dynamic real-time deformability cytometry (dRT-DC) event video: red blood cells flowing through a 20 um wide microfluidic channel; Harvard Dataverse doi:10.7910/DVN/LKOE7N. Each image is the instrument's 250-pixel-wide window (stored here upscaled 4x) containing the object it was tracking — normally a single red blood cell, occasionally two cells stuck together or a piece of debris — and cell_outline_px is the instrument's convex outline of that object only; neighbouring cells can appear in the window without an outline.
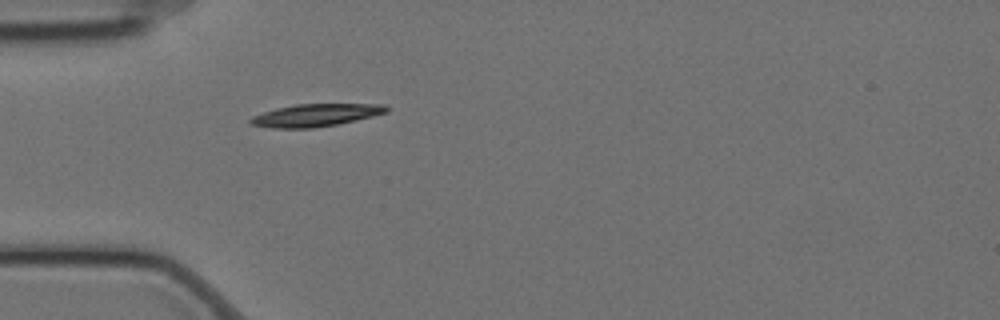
{"species": "Egyptian fruit bat (a non-hibernating species)", "species_latin": "Rousettus aegyptiacus", "temperature_condition": "cold", "stored_images_in_passage": 4, "camera_frame_rate_fps": 3000, "um_per_image_px": 0.085, "animal": {"sex": "female"}, "frame": {"image": 1, "passage_image": 4, "time_ms": 1.0, "image_size_px": [1000, 320], "cell_outline_px": [[388, 112], [356, 120], [336, 124], [312, 128], [272, 128], [252, 124], [248, 120], [252, 116], [276, 108], [296, 104], [384, 104], [388, 108]], "centroid_in_image_um": [26.82, 9.78], "position_along_channel_um": 58.2, "area_um2": 17.69}}